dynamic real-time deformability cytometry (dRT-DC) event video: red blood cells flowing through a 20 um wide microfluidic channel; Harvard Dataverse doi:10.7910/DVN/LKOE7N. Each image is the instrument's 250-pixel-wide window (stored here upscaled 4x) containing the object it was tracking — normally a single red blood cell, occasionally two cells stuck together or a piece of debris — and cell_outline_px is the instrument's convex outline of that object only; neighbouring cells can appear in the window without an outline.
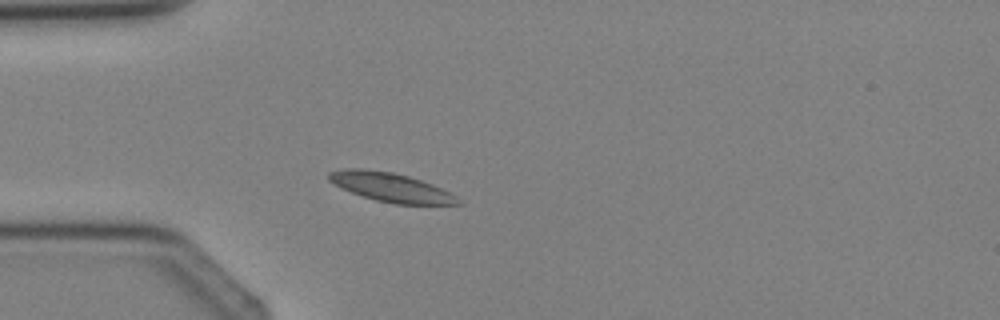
{"species": "Egyptian fruit bat (a non-hibernating species)", "species_latin": "Rousettus aegyptiacus", "temperature_condition": "cold", "stored_images_in_passage": 1, "camera_frame_rate_fps": 3000, "um_per_image_px": 0.085, "animal": {"sex": "female"}, "frame": {"image": 1, "passage_image": 1, "time_ms": 0.0, "image_size_px": [1000, 320], "cell_outline_px": [[464, 204], [396, 204], [376, 200], [340, 188], [328, 180], [328, 172], [344, 168], [364, 168], [392, 172], [408, 176], [432, 184], [456, 196]], "centroid_in_image_um": [33.18, 15.9], "position_along_channel_um": 51.8, "area_um2": 21.68}}